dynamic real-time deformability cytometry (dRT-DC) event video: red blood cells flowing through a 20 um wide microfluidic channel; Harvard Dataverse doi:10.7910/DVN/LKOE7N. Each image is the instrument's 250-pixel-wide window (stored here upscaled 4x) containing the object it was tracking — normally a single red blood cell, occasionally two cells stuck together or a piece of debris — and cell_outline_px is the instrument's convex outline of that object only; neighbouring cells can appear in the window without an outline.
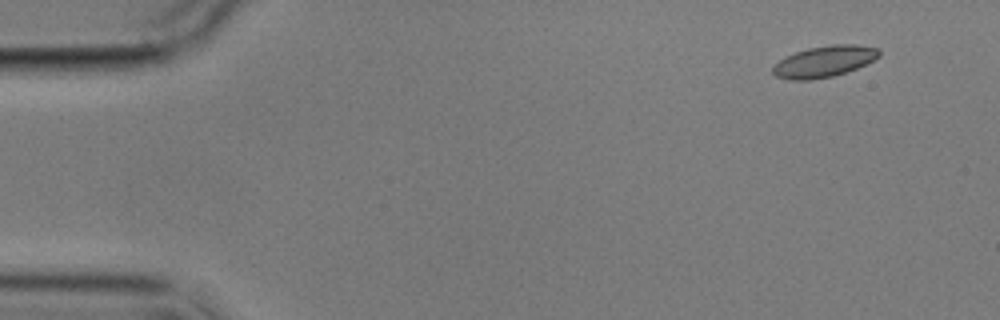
{"species": "common noctule bat (a hibernating species)", "species_latin": "Nyctalus noctula", "temperature_condition": "cold", "stored_images_in_passage": 6, "segment_of_instrument_passage": [2, 2], "camera_frame_rate_fps": 3000, "um_per_image_px": 0.085, "animal": {"sex": "male", "body_mass_g": 17.9}, "frame": {"image": 1, "passage_image": 6, "time_ms": 6.0, "image_size_px": [1000, 320], "cell_outline_px": [[880, 56], [856, 68], [832, 76], [812, 80], [792, 80], [776, 76], [772, 72], [772, 68], [780, 60], [796, 52], [808, 48], [832, 44], [856, 44], [880, 48]], "centroid_in_image_um": [70.07, 5.21], "position_along_channel_um": 14.9, "area_um2": 19.13}}